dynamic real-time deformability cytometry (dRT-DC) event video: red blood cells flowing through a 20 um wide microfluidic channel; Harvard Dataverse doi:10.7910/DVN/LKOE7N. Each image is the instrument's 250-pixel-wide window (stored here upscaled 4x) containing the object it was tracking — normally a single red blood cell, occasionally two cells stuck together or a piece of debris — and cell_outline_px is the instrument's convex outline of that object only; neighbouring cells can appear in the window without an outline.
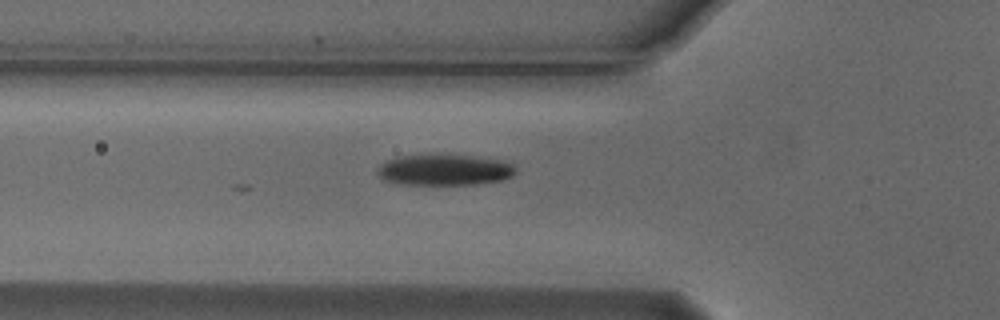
{"species": "Egyptian fruit bat (a non-hibernating species)", "species_latin": "Rousettus aegyptiacus", "temperature_condition": "cold", "stored_images_in_passage": 4, "camera_frame_rate_fps": 3000, "um_per_image_px": 0.085, "animal": {"sex": "male"}, "frame": {"image": 1, "passage_image": 4, "time_ms": 1.0, "image_size_px": [1000, 320], "cell_outline_px": [[516, 172], [512, 176], [500, 180], [476, 184], [404, 184], [384, 180], [376, 172], [376, 168], [380, 164], [396, 156], [424, 152], [440, 152], [504, 160], [512, 164], [516, 168]], "centroid_in_image_um": [37.74, 14.38], "position_along_channel_um": 88.1, "area_um2": 25.89}}